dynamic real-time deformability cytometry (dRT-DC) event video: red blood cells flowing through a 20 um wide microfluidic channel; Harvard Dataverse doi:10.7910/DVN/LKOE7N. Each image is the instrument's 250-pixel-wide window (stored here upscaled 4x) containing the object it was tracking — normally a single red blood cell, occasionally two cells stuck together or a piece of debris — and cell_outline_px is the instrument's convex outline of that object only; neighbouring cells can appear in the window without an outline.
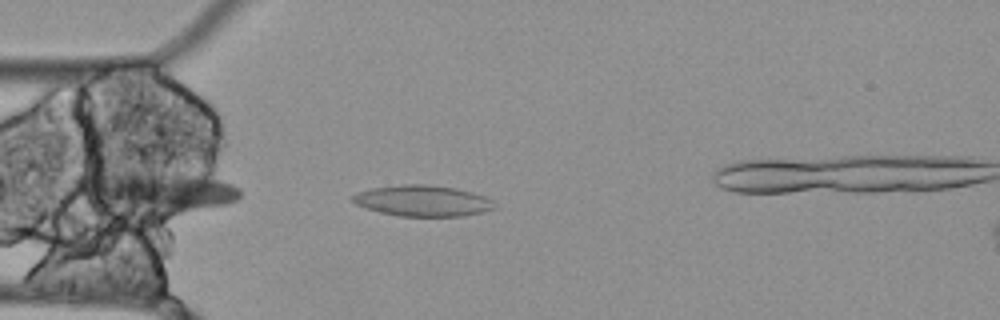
{"species": "Egyptian fruit bat (a non-hibernating species)", "species_latin": "Rousettus aegyptiacus", "temperature_condition": "cold", "stored_images_in_passage": 5, "camera_frame_rate_fps": 3000, "um_per_image_px": 0.085, "animal": {"sex": "female"}, "frame": {"image": 1, "passage_image": 1, "time_ms": 0.0, "image_size_px": [1000, 320], "cell_outline_px": [[496, 208], [484, 212], [464, 216], [400, 216], [380, 212], [364, 208], [356, 204], [352, 200], [352, 196], [356, 192], [372, 188], [404, 184], [424, 184], [456, 188], [472, 192], [484, 196], [492, 200]], "centroid_in_image_um": [35.93, 17.07], "position_along_channel_um": 49.1, "area_um2": 25.66}}
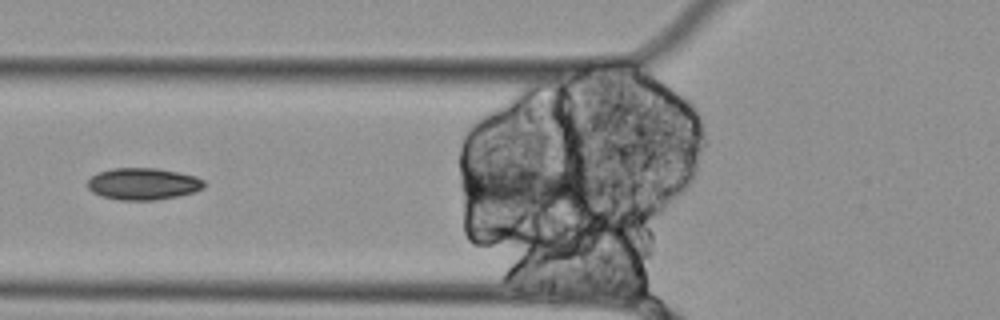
{"frame": {"image": 2, "passage_image": 4, "time_ms": 1.0, "image_size_px": [1000, 320], "cell_outline_px": [[204, 188], [180, 196], [156, 200], [120, 200], [100, 196], [92, 192], [88, 188], [88, 180], [96, 172], [112, 168], [156, 168], [196, 176], [204, 180]], "centroid_in_image_um": [12.14, 15.63], "position_along_channel_um": 113.7, "area_um2": 21.73}}